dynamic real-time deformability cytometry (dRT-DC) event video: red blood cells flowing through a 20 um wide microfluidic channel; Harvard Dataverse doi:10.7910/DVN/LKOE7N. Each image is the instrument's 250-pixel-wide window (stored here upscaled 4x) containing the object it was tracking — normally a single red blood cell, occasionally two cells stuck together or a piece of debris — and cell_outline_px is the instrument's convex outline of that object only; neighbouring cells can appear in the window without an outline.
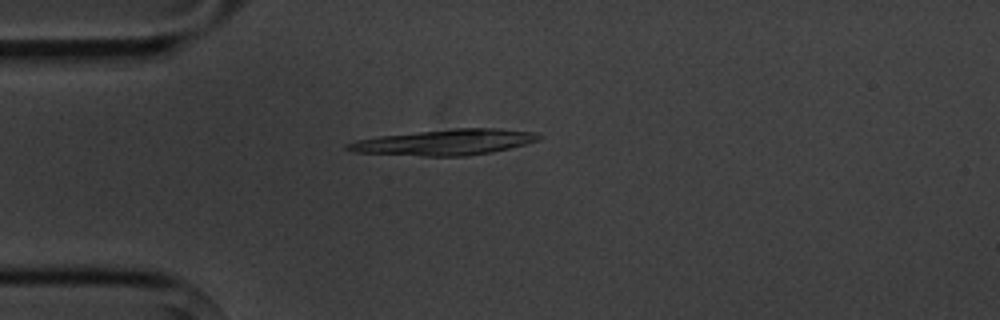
{"species": "common noctule bat (a hibernating species)", "species_latin": "Nyctalus noctula", "temperature_condition": "cold", "stored_images_in_passage": 5, "camera_frame_rate_fps": 3000, "um_per_image_px": 0.085, "animal": {"sex": "male", "body_mass_g": 20.1, "forearm_length_mm": 53.5}, "frame": {"image": 1, "passage_image": 5, "time_ms": 4.333, "image_size_px": [1000, 320], "cell_outline_px": [[544, 136], [540, 140], [492, 152], [464, 156], [420, 156], [352, 152], [344, 148], [344, 144], [356, 140], [380, 136], [456, 128], [500, 128], [536, 132]], "centroid_in_image_um": [37.82, 12.09], "position_along_channel_um": 47.2, "area_um2": 28.73}}